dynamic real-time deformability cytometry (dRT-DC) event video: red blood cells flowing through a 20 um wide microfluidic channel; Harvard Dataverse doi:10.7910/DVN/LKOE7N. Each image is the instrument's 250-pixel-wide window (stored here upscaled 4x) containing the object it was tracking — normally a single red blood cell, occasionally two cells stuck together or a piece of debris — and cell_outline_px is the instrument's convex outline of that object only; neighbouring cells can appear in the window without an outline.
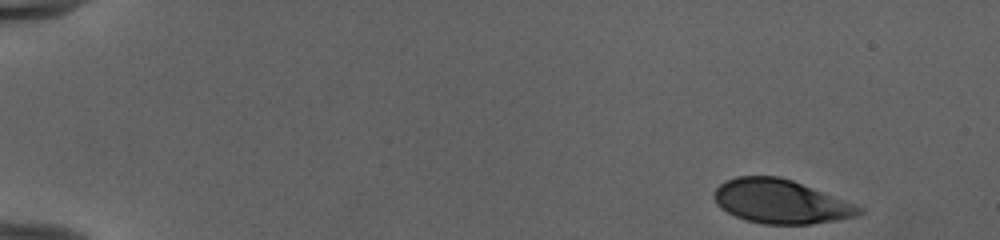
{"species": "human", "species_latin": "Homo sapiens", "temperature_condition": "cold", "stored_images_in_passage": 48, "camera_frame_rate_fps": 3000, "um_per_image_px": 0.085, "donor": {"sex": "female"}, "frame": {"image": 1, "passage_image": 1, "time_ms": 0.0, "image_size_px": [1000, 240], "cell_outline_px": [[864, 212], [856, 216], [836, 220], [812, 224], [764, 224], [744, 220], [720, 208], [716, 204], [712, 196], [716, 188], [724, 180], [736, 176], [780, 176], [792, 180], [864, 208]], "centroid_in_image_um": [66.31, 17.13], "position_along_channel_um": 18.7, "area_um2": 37.05}}
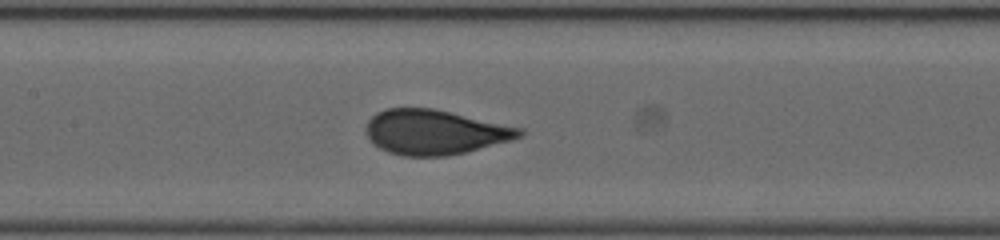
{"frame": {"image": 2, "passage_image": 23, "time_ms": 7.333, "image_size_px": [1000, 240], "cell_outline_px": [[524, 132], [520, 136], [512, 140], [448, 156], [404, 156], [388, 152], [380, 148], [368, 136], [368, 120], [376, 112], [384, 108], [432, 108], [524, 128]], "centroid_in_image_um": [36.98, 11.22], "position_along_channel_um": 170.4, "area_um2": 39.71}}
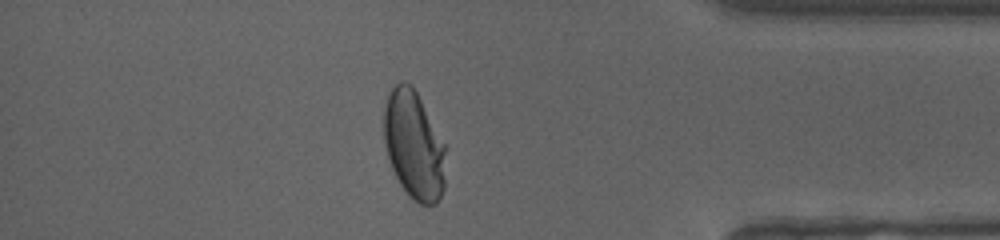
{"frame": {"image": 3, "passage_image": 42, "time_ms": 13.667, "image_size_px": [1000, 240], "cell_outline_px": [[444, 188], [436, 204], [420, 204], [408, 196], [400, 184], [392, 168], [388, 156], [384, 140], [384, 108], [388, 96], [392, 88], [400, 80], [404, 80], [412, 84], [444, 144]], "centroid_in_image_um": [35.16, 12.33], "position_along_channel_um": 400.0, "area_um2": 38.49}, "authors_computed_cell_mechanics": {"area_um2": 39.304, "velocity_mm_per_s": 3.9872, "shape_relaxation_time_tau1_ms": 5.5272, "shape_relaxation_time_tau2_ms": null, "deformation_change_tau1": 0.1944, "deformation_change_tau2": null}}